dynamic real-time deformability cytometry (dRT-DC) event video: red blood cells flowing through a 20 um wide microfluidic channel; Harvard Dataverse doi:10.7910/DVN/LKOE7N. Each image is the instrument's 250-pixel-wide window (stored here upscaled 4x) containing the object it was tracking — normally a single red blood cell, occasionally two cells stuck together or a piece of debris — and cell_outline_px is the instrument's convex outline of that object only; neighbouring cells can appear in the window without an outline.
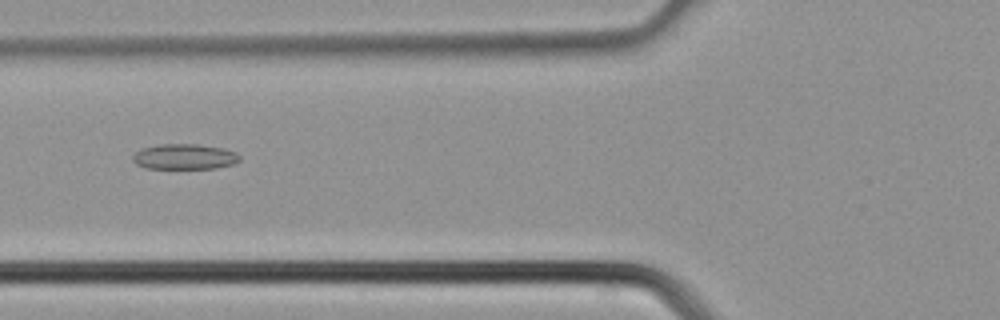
{"species": "common noctule bat (a hibernating species)", "species_latin": "Nyctalus noctula", "temperature_condition": "cold", "stored_images_in_passage": 2, "camera_frame_rate_fps": 3000, "um_per_image_px": 0.085, "animal": {"sex": "male", "body_mass_g": 21.5, "forearm_length_mm": 52.0}, "frame": {"image": 1, "passage_image": 2, "time_ms": 0.333, "image_size_px": [1000, 320], "cell_outline_px": [[240, 160], [236, 164], [216, 168], [148, 168], [136, 164], [132, 160], [132, 156], [136, 152], [144, 148], [160, 144], [200, 144], [224, 148], [236, 152], [240, 156]], "centroid_in_image_um": [15.74, 13.31], "position_along_channel_um": 110.1, "area_um2": 15.9}}